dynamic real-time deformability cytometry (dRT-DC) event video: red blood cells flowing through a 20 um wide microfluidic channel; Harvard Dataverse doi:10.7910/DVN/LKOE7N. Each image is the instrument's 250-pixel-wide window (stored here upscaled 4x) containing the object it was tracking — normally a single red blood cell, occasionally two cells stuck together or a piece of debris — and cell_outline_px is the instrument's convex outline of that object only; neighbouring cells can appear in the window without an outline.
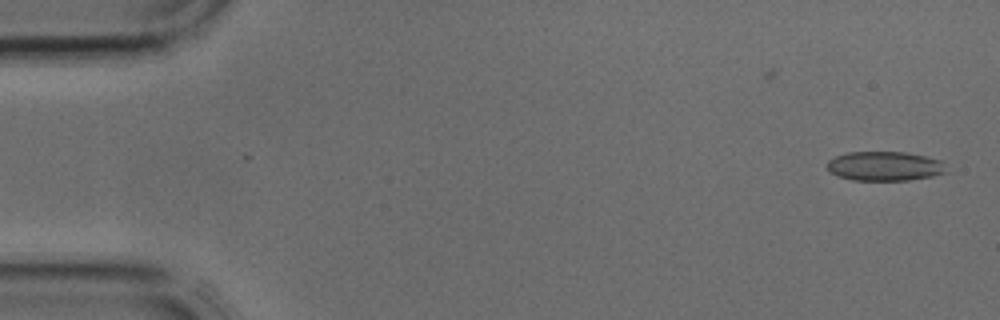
{"species": "common noctule bat (a hibernating species)", "species_latin": "Nyctalus noctula", "temperature_condition": "cold", "stored_images_in_passage": 5, "camera_frame_rate_fps": 3000, "um_per_image_px": 0.085, "animal": {"sex": "male", "body_mass_g": 17.9, "forearm_length_mm": 54.2}, "frame": {"image": 1, "passage_image": 2, "time_ms": 0.333, "image_size_px": [1000, 320], "cell_outline_px": [[948, 172], [932, 176], [908, 180], [852, 180], [836, 176], [828, 168], [828, 160], [836, 156], [848, 152], [904, 152], [924, 156], [940, 160]], "centroid_in_image_um": [75.19, 14.12], "position_along_channel_um": 9.8, "area_um2": 20.23}}
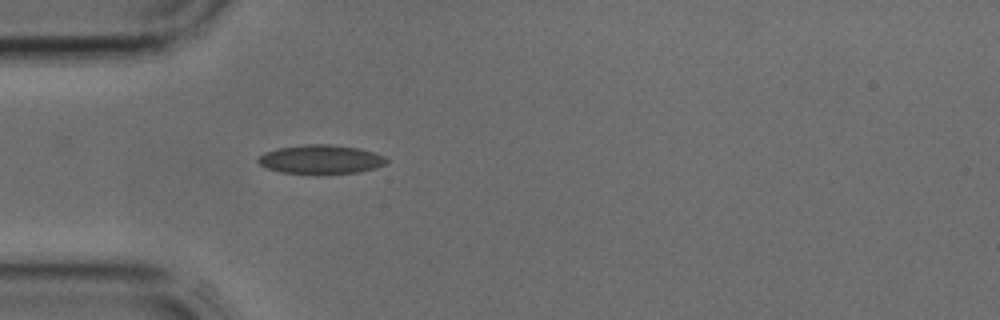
{"frame": {"image": 2, "passage_image": 5, "time_ms": 1.333, "image_size_px": [1000, 320], "cell_outline_px": [[388, 160], [384, 164], [376, 168], [356, 172], [316, 176], [280, 172], [264, 168], [256, 160], [256, 156], [264, 152], [276, 148], [304, 144], [332, 144], [360, 148], [384, 156]], "centroid_in_image_um": [27.19, 13.57], "position_along_channel_um": 57.8, "area_um2": 22.48}}